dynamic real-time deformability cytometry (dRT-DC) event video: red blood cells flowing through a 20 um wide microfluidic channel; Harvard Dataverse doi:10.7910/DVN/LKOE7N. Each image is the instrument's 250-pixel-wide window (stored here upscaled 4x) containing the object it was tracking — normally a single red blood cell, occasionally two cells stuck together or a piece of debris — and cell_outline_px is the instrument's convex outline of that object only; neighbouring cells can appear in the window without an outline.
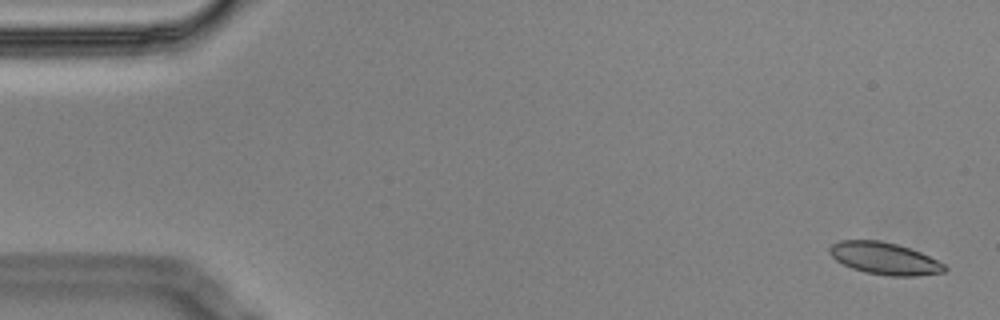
{"species": "Egyptian fruit bat (a non-hibernating species)", "species_latin": "Rousettus aegyptiacus", "temperature_condition": "cold", "stored_images_in_passage": 5, "camera_frame_rate_fps": 3000, "um_per_image_px": 0.085, "animal": {"sex": "male"}, "frame": {"image": 1, "passage_image": 1, "time_ms": 0.0, "image_size_px": [1000, 320], "cell_outline_px": [[948, 268], [944, 272], [920, 276], [888, 276], [864, 272], [852, 268], [836, 260], [828, 252], [828, 248], [832, 244], [840, 240], [880, 240], [896, 244], [920, 252], [944, 264]], "centroid_in_image_um": [75.17, 21.97], "position_along_channel_um": 9.8, "area_um2": 21.5}}
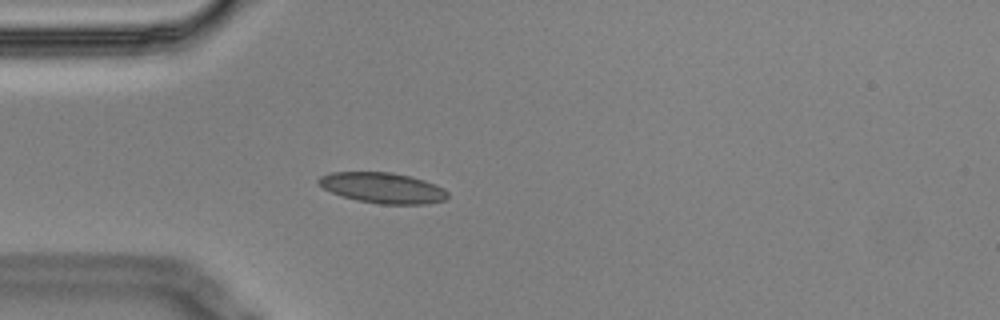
{"frame": {"image": 2, "passage_image": 5, "time_ms": 1.333, "image_size_px": [1000, 320], "cell_outline_px": [[448, 196], [444, 200], [428, 204], [380, 204], [356, 200], [340, 196], [324, 188], [316, 180], [320, 176], [332, 172], [392, 172], [424, 180], [436, 184], [444, 188], [448, 192]], "centroid_in_image_um": [32.54, 15.97], "position_along_channel_um": 52.5, "area_um2": 23.06}}